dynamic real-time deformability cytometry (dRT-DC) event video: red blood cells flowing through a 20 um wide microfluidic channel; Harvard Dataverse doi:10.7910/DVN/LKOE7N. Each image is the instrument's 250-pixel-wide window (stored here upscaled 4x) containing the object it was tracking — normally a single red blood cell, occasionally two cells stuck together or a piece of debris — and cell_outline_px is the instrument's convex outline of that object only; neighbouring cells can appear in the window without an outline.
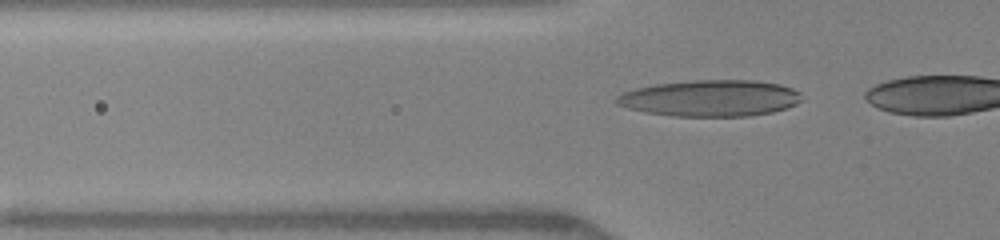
{"species": "human", "species_latin": "Homo sapiens", "temperature_condition": "warm", "stored_images_in_passage": 19, "camera_frame_rate_fps": 3000, "um_per_image_px": 0.085, "donor": {"sex": "female"}, "frame": {"image": 1, "passage_image": 15, "time_ms": 3.333, "image_size_px": [1000, 240], "cell_outline_px": [[800, 100], [796, 104], [788, 108], [772, 112], [748, 116], [672, 116], [644, 112], [628, 108], [616, 104], [612, 100], [620, 92], [636, 88], [656, 84], [692, 80], [756, 80], [780, 84], [792, 88], [800, 92]], "centroid_in_image_um": [60.34, 8.34], "position_along_channel_um": 65.5, "area_um2": 39.59}}